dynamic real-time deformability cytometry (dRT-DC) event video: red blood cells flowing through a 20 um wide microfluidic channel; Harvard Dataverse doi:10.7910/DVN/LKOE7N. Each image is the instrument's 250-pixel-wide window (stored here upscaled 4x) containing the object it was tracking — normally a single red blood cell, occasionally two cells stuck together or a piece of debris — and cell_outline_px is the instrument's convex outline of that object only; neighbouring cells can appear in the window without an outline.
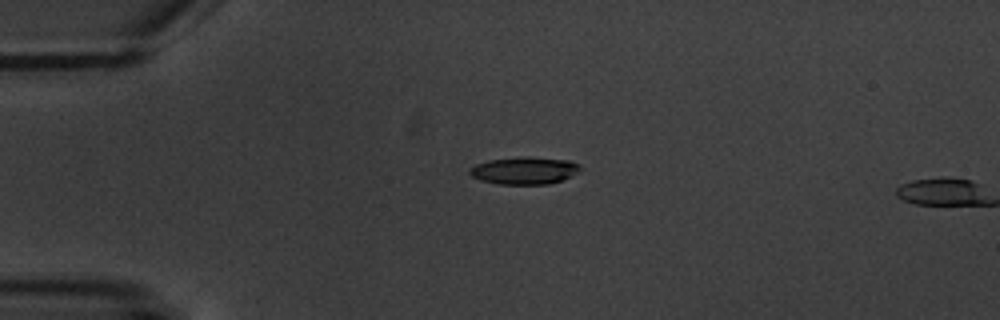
{"species": "common noctule bat (a hibernating species)", "species_latin": "Nyctalus noctula", "temperature_condition": "warm", "stored_images_in_passage": 2, "camera_frame_rate_fps": 3000, "um_per_image_px": 0.085, "animal": {"sex": "male", "body_mass_g": 20.1, "forearm_length_mm": 53.5}, "frame": {"image": 1, "passage_image": 1, "time_ms": 0.0, "image_size_px": [1000, 320], "cell_outline_px": [[580, 168], [576, 172], [560, 180], [548, 184], [496, 184], [480, 180], [472, 176], [468, 172], [468, 168], [476, 164], [488, 160], [520, 156], [528, 156], [568, 160], [580, 164]], "centroid_in_image_um": [44.5, 14.48], "position_along_channel_um": 40.5, "area_um2": 17.63}}